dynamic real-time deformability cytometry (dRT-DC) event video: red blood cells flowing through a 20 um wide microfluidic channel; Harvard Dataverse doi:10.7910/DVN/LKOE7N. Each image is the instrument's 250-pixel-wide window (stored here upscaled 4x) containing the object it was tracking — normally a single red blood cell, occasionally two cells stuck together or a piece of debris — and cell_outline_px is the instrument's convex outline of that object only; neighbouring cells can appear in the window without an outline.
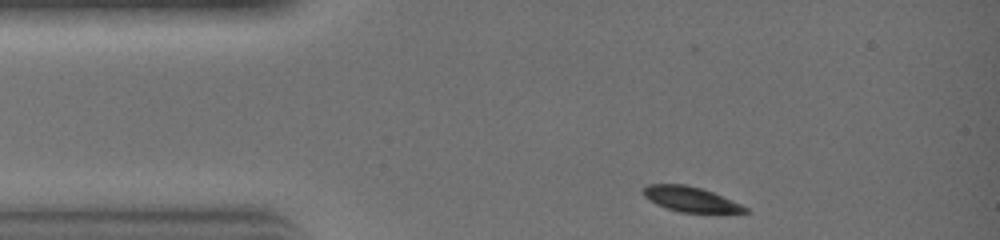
{"species": "common noctule bat (a hibernating species)", "species_latin": "Nyctalus noctula", "temperature_condition": "warm", "stored_images_in_passage": 5, "camera_frame_rate_fps": 3000, "um_per_image_px": 0.085, "animal": {"sex": "female", "body_mass_g": 19.0, "forearm_length_mm": 51.5}, "frame": {"image": 1, "passage_image": 1, "time_ms": 0.0, "image_size_px": [1000, 240], "cell_outline_px": [[748, 212], [680, 212], [656, 204], [648, 200], [640, 192], [648, 184], [684, 184], [700, 188], [712, 192], [740, 204], [748, 208]], "centroid_in_image_um": [58.62, 16.92], "position_along_channel_um": 26.4, "area_um2": 14.57}}